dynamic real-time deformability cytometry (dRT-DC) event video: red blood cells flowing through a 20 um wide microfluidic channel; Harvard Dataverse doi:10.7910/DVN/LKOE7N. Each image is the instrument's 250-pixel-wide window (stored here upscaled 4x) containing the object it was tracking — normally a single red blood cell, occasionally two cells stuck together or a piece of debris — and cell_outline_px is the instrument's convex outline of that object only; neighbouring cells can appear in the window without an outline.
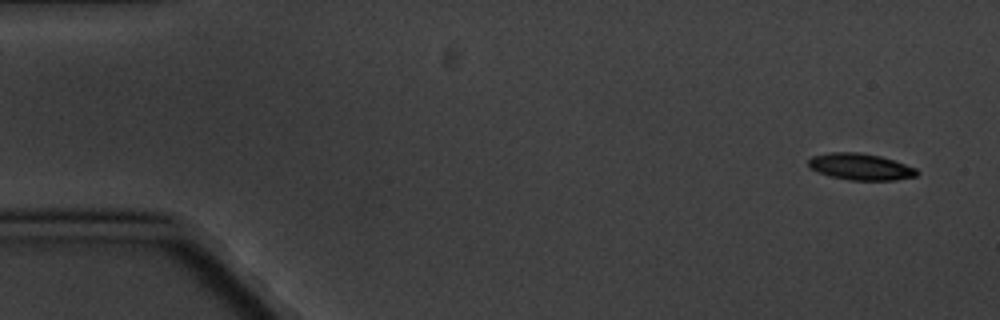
{"species": "common noctule bat (a hibernating species)", "species_latin": "Nyctalus noctula", "temperature_condition": "cold", "stored_images_in_passage": 11, "camera_frame_rate_fps": 3000, "um_per_image_px": 0.085, "animal": {"sex": "male", "body_mass_g": 20.1, "forearm_length_mm": 53.5}, "frame": {"image": 1, "passage_image": 1, "time_ms": 0.0, "image_size_px": [1000, 320], "cell_outline_px": [[920, 172], [916, 176], [896, 180], [848, 180], [832, 176], [820, 172], [812, 168], [808, 164], [808, 160], [812, 156], [828, 152], [860, 152], [880, 156], [916, 168]], "centroid_in_image_um": [73.16, 14.17], "position_along_channel_um": 11.8, "area_um2": 16.65}}
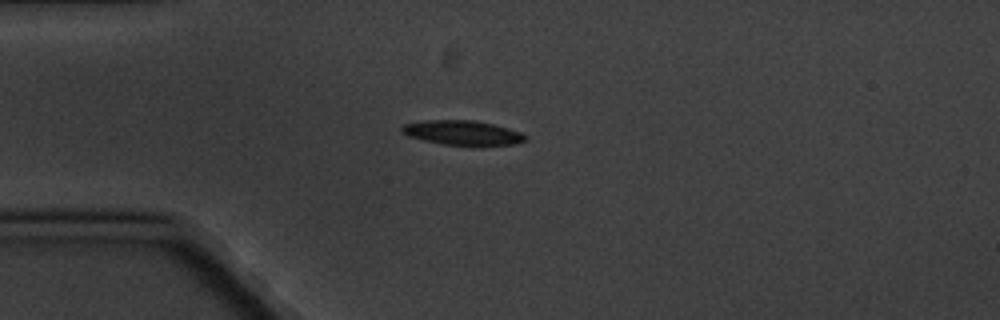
{"frame": {"image": 2, "passage_image": 4, "time_ms": 4.0, "image_size_px": [1000, 320], "cell_outline_px": [[528, 140], [512, 144], [444, 144], [424, 140], [408, 136], [400, 132], [400, 128], [404, 124], [428, 120], [476, 120], [508, 128], [520, 132], [528, 136]], "centroid_in_image_um": [39.29, 11.26], "position_along_channel_um": 45.7, "area_um2": 17.28}}
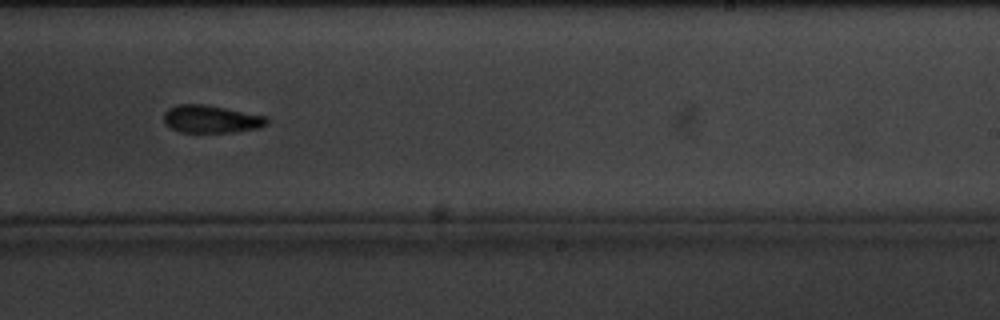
{"frame": {"image": 3, "passage_image": 10, "time_ms": 11.333, "image_size_px": [1000, 320], "cell_outline_px": [[268, 124], [260, 128], [232, 132], [180, 132], [164, 124], [164, 112], [168, 108], [176, 104], [204, 104], [264, 116], [268, 120]], "centroid_in_image_um": [17.91, 10.12], "position_along_channel_um": 271.1, "area_um2": 16.53}}